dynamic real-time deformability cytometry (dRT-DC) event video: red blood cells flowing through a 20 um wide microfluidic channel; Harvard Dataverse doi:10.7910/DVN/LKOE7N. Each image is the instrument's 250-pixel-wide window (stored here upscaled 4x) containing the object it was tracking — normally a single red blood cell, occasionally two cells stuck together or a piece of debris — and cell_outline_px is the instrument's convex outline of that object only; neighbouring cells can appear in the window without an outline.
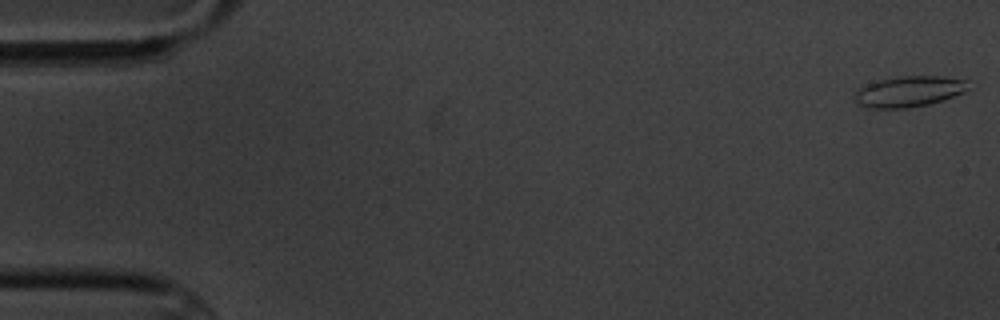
{"species": "common noctule bat (a hibernating species)", "species_latin": "Nyctalus noctula", "temperature_condition": "cold", "stored_images_in_passage": 5, "camera_frame_rate_fps": 3000, "um_per_image_px": 0.085, "animal": {"sex": "male", "body_mass_g": 20.1, "forearm_length_mm": 53.5}, "frame": {"image": 1, "passage_image": 1, "time_ms": 0.0, "image_size_px": [1000, 320], "cell_outline_px": [[964, 92], [944, 100], [928, 104], [908, 108], [868, 108], [856, 104], [856, 88], [880, 80], [900, 76], [940, 76], [964, 80]], "centroid_in_image_um": [77.18, 7.79], "position_along_channel_um": 7.8, "area_um2": 20.06}}
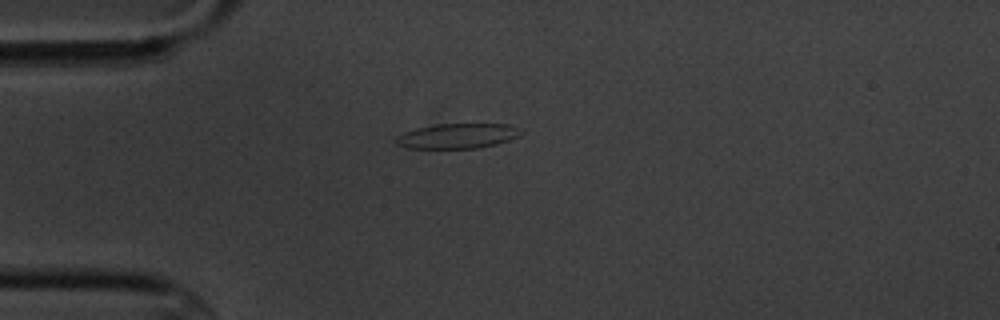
{"frame": {"image": 2, "passage_image": 5, "time_ms": 4.667, "image_size_px": [1000, 320], "cell_outline_px": [[524, 132], [520, 136], [496, 144], [476, 148], [408, 148], [396, 144], [392, 140], [396, 136], [404, 132], [416, 128], [436, 124], [508, 124]], "centroid_in_image_um": [38.84, 11.55], "position_along_channel_um": 46.2, "area_um2": 18.21}}